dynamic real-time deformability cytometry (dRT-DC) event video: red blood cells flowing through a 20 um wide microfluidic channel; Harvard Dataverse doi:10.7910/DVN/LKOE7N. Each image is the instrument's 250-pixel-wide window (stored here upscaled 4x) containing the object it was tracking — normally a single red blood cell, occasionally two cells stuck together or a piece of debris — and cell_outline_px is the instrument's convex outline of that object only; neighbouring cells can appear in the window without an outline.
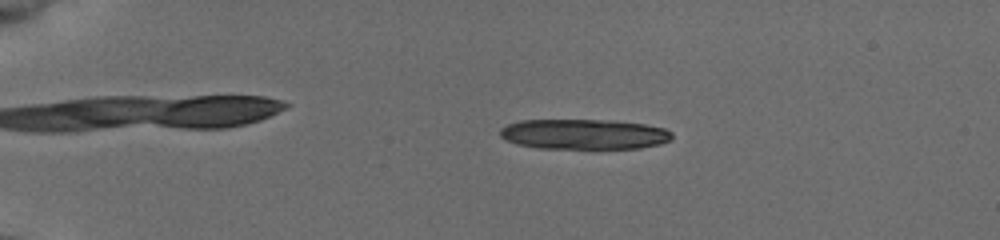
{"species": "common noctule bat (a hibernating species)", "species_latin": "Nyctalus noctula", "temperature_condition": "cold", "stored_images_in_passage": 31, "camera_frame_rate_fps": 3000, "um_per_image_px": 0.085, "animal": {"sex": "female", "body_mass_g": 19.5, "forearm_length_mm": 54.1}, "frame": {"image": 1, "passage_image": 7, "time_ms": 2.0, "image_size_px": [1000, 240], "cell_outline_px": [[672, 140], [660, 144], [640, 148], [540, 148], [516, 144], [504, 140], [500, 136], [500, 128], [508, 124], [520, 120], [612, 120], [644, 124], [664, 128], [672, 132]], "centroid_in_image_um": [49.63, 11.4], "position_along_channel_um": 35.4, "area_um2": 30.4}}